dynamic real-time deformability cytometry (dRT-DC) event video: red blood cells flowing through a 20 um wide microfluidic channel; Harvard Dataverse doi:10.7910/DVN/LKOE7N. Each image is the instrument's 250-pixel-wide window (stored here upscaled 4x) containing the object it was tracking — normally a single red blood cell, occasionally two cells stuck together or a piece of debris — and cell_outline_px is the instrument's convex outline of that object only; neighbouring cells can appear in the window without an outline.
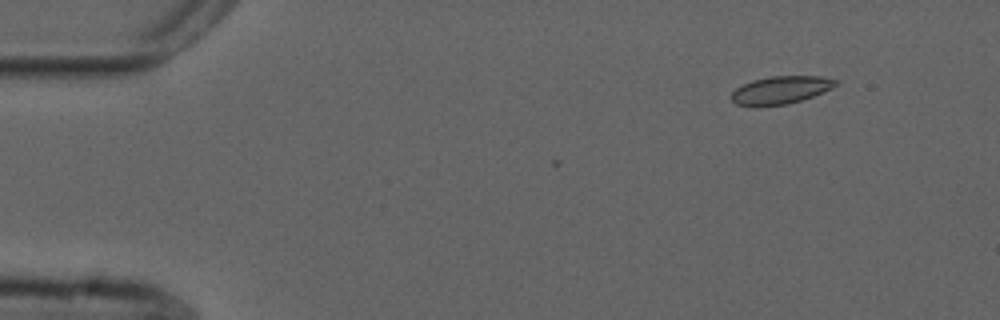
{"species": "common noctule bat (a hibernating species)", "species_latin": "Nyctalus noctula", "temperature_condition": "cold", "stored_images_in_passage": 4, "camera_frame_rate_fps": 3000, "um_per_image_px": 0.085, "animal": {"sex": "male", "forearm_length_mm": 52.5}, "frame": {"image": 1, "passage_image": 1, "time_ms": 0.0, "image_size_px": [1000, 320], "cell_outline_px": [[840, 80], [832, 88], [812, 96], [788, 104], [736, 104], [728, 96], [736, 88], [752, 80], [772, 76], [820, 76]], "centroid_in_image_um": [66.38, 7.61], "position_along_channel_um": 18.6, "area_um2": 16.42}}